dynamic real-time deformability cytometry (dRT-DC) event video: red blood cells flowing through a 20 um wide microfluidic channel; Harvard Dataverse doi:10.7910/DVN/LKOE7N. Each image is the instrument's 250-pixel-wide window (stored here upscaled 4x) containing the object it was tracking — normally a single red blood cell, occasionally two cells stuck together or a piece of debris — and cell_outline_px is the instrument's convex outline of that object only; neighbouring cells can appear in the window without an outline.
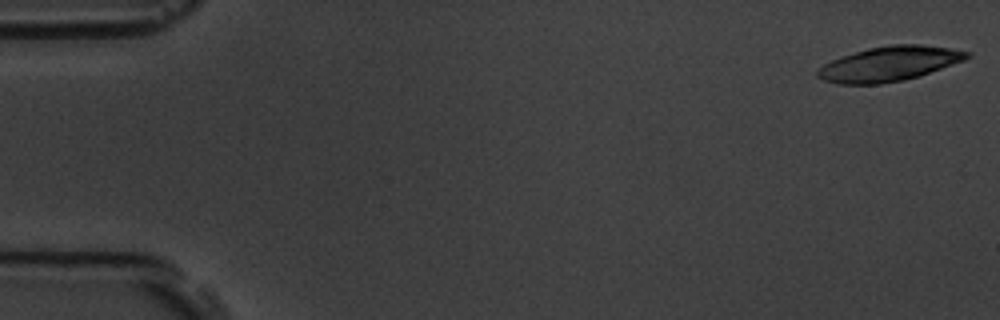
{"species": "common noctule bat (a hibernating species)", "species_latin": "Nyctalus noctula", "temperature_condition": "room temperature", "stored_images_in_passage": 7, "camera_frame_rate_fps": 3000, "um_per_image_px": 0.085, "animal": {"sex": "male", "body_mass_g": 19.5, "forearm_length_mm": 54.6}, "frame": {"image": 1, "passage_image": 1, "time_ms": 0.0, "image_size_px": [1000, 320], "cell_outline_px": [[972, 56], [964, 60], [920, 76], [904, 80], [880, 84], [840, 84], [824, 80], [816, 76], [816, 68], [832, 60], [868, 48], [888, 44], [920, 44], [948, 48], [972, 52]], "centroid_in_image_um": [75.59, 5.42], "position_along_channel_um": 9.4, "area_um2": 30.23}}